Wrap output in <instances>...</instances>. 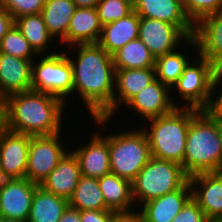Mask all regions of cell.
Instances as JSON below:
<instances>
[{
    "mask_svg": "<svg viewBox=\"0 0 222 222\" xmlns=\"http://www.w3.org/2000/svg\"><path fill=\"white\" fill-rule=\"evenodd\" d=\"M69 47L65 52L73 69L72 96H79L77 98L84 103L90 119L112 118L115 90L112 55L97 43L75 44ZM68 50L70 51L67 53Z\"/></svg>",
    "mask_w": 222,
    "mask_h": 222,
    "instance_id": "1",
    "label": "cell"
},
{
    "mask_svg": "<svg viewBox=\"0 0 222 222\" xmlns=\"http://www.w3.org/2000/svg\"><path fill=\"white\" fill-rule=\"evenodd\" d=\"M32 62L0 53V96L32 90Z\"/></svg>",
    "mask_w": 222,
    "mask_h": 222,
    "instance_id": "17",
    "label": "cell"
},
{
    "mask_svg": "<svg viewBox=\"0 0 222 222\" xmlns=\"http://www.w3.org/2000/svg\"><path fill=\"white\" fill-rule=\"evenodd\" d=\"M69 206L82 210H105V200L100 190L98 178L82 175L68 200Z\"/></svg>",
    "mask_w": 222,
    "mask_h": 222,
    "instance_id": "29",
    "label": "cell"
},
{
    "mask_svg": "<svg viewBox=\"0 0 222 222\" xmlns=\"http://www.w3.org/2000/svg\"><path fill=\"white\" fill-rule=\"evenodd\" d=\"M156 79L155 67L141 69H115L113 117L137 93ZM119 108V109H118Z\"/></svg>",
    "mask_w": 222,
    "mask_h": 222,
    "instance_id": "22",
    "label": "cell"
},
{
    "mask_svg": "<svg viewBox=\"0 0 222 222\" xmlns=\"http://www.w3.org/2000/svg\"><path fill=\"white\" fill-rule=\"evenodd\" d=\"M113 211L105 210H82L80 211L81 222H110Z\"/></svg>",
    "mask_w": 222,
    "mask_h": 222,
    "instance_id": "37",
    "label": "cell"
},
{
    "mask_svg": "<svg viewBox=\"0 0 222 222\" xmlns=\"http://www.w3.org/2000/svg\"><path fill=\"white\" fill-rule=\"evenodd\" d=\"M220 173H222V122H220Z\"/></svg>",
    "mask_w": 222,
    "mask_h": 222,
    "instance_id": "43",
    "label": "cell"
},
{
    "mask_svg": "<svg viewBox=\"0 0 222 222\" xmlns=\"http://www.w3.org/2000/svg\"><path fill=\"white\" fill-rule=\"evenodd\" d=\"M100 23L117 21L133 11V0H100L95 7Z\"/></svg>",
    "mask_w": 222,
    "mask_h": 222,
    "instance_id": "32",
    "label": "cell"
},
{
    "mask_svg": "<svg viewBox=\"0 0 222 222\" xmlns=\"http://www.w3.org/2000/svg\"><path fill=\"white\" fill-rule=\"evenodd\" d=\"M110 222H144V218L141 211L136 208L127 212H113Z\"/></svg>",
    "mask_w": 222,
    "mask_h": 222,
    "instance_id": "38",
    "label": "cell"
},
{
    "mask_svg": "<svg viewBox=\"0 0 222 222\" xmlns=\"http://www.w3.org/2000/svg\"><path fill=\"white\" fill-rule=\"evenodd\" d=\"M69 205L68 199L37 186L28 222H58Z\"/></svg>",
    "mask_w": 222,
    "mask_h": 222,
    "instance_id": "26",
    "label": "cell"
},
{
    "mask_svg": "<svg viewBox=\"0 0 222 222\" xmlns=\"http://www.w3.org/2000/svg\"><path fill=\"white\" fill-rule=\"evenodd\" d=\"M91 120L96 122L98 132L96 130L86 144L83 143L71 151L78 159L81 175L101 178L109 174L111 168L109 159V134L105 135L100 130L106 131L104 127L107 126L106 124L111 123L112 118L96 117ZM99 127H102V129Z\"/></svg>",
    "mask_w": 222,
    "mask_h": 222,
    "instance_id": "10",
    "label": "cell"
},
{
    "mask_svg": "<svg viewBox=\"0 0 222 222\" xmlns=\"http://www.w3.org/2000/svg\"><path fill=\"white\" fill-rule=\"evenodd\" d=\"M140 16L176 25L188 38L194 36V24L186 16L181 0H133Z\"/></svg>",
    "mask_w": 222,
    "mask_h": 222,
    "instance_id": "15",
    "label": "cell"
},
{
    "mask_svg": "<svg viewBox=\"0 0 222 222\" xmlns=\"http://www.w3.org/2000/svg\"><path fill=\"white\" fill-rule=\"evenodd\" d=\"M14 25L21 32V34L27 39L30 46L38 55L53 54L58 52L55 48H51L50 45L55 46L52 40L56 42L54 37L48 32L47 26L43 21L41 14L25 15L15 19ZM52 42V43H51ZM51 48V49H49ZM55 49V51L53 50ZM52 50V51H50Z\"/></svg>",
    "mask_w": 222,
    "mask_h": 222,
    "instance_id": "25",
    "label": "cell"
},
{
    "mask_svg": "<svg viewBox=\"0 0 222 222\" xmlns=\"http://www.w3.org/2000/svg\"><path fill=\"white\" fill-rule=\"evenodd\" d=\"M58 222H81L80 211L68 205Z\"/></svg>",
    "mask_w": 222,
    "mask_h": 222,
    "instance_id": "40",
    "label": "cell"
},
{
    "mask_svg": "<svg viewBox=\"0 0 222 222\" xmlns=\"http://www.w3.org/2000/svg\"><path fill=\"white\" fill-rule=\"evenodd\" d=\"M81 176L78 159L70 149L39 186L69 200Z\"/></svg>",
    "mask_w": 222,
    "mask_h": 222,
    "instance_id": "21",
    "label": "cell"
},
{
    "mask_svg": "<svg viewBox=\"0 0 222 222\" xmlns=\"http://www.w3.org/2000/svg\"><path fill=\"white\" fill-rule=\"evenodd\" d=\"M62 133L48 136H30L28 165L25 178L38 185L51 173L69 151ZM63 141V143H62ZM65 148H68L65 149Z\"/></svg>",
    "mask_w": 222,
    "mask_h": 222,
    "instance_id": "9",
    "label": "cell"
},
{
    "mask_svg": "<svg viewBox=\"0 0 222 222\" xmlns=\"http://www.w3.org/2000/svg\"><path fill=\"white\" fill-rule=\"evenodd\" d=\"M188 180L181 164L151 157L132 181L135 206L176 191Z\"/></svg>",
    "mask_w": 222,
    "mask_h": 222,
    "instance_id": "5",
    "label": "cell"
},
{
    "mask_svg": "<svg viewBox=\"0 0 222 222\" xmlns=\"http://www.w3.org/2000/svg\"><path fill=\"white\" fill-rule=\"evenodd\" d=\"M46 0H0V6L7 10L14 19L40 14Z\"/></svg>",
    "mask_w": 222,
    "mask_h": 222,
    "instance_id": "34",
    "label": "cell"
},
{
    "mask_svg": "<svg viewBox=\"0 0 222 222\" xmlns=\"http://www.w3.org/2000/svg\"><path fill=\"white\" fill-rule=\"evenodd\" d=\"M182 47L177 50L155 58V75L161 83L170 88L179 79L185 67L193 59L183 53ZM189 57V58H188ZM189 59V60H188Z\"/></svg>",
    "mask_w": 222,
    "mask_h": 222,
    "instance_id": "30",
    "label": "cell"
},
{
    "mask_svg": "<svg viewBox=\"0 0 222 222\" xmlns=\"http://www.w3.org/2000/svg\"><path fill=\"white\" fill-rule=\"evenodd\" d=\"M0 222H28V221H25V220H14V219L0 217Z\"/></svg>",
    "mask_w": 222,
    "mask_h": 222,
    "instance_id": "46",
    "label": "cell"
},
{
    "mask_svg": "<svg viewBox=\"0 0 222 222\" xmlns=\"http://www.w3.org/2000/svg\"><path fill=\"white\" fill-rule=\"evenodd\" d=\"M181 165L188 177L220 172V122L203 110L190 121Z\"/></svg>",
    "mask_w": 222,
    "mask_h": 222,
    "instance_id": "3",
    "label": "cell"
},
{
    "mask_svg": "<svg viewBox=\"0 0 222 222\" xmlns=\"http://www.w3.org/2000/svg\"><path fill=\"white\" fill-rule=\"evenodd\" d=\"M198 54L214 67L222 60V10L202 17L194 25Z\"/></svg>",
    "mask_w": 222,
    "mask_h": 222,
    "instance_id": "18",
    "label": "cell"
},
{
    "mask_svg": "<svg viewBox=\"0 0 222 222\" xmlns=\"http://www.w3.org/2000/svg\"><path fill=\"white\" fill-rule=\"evenodd\" d=\"M140 16L133 10L127 16L102 26L97 44L112 55L128 42L138 38Z\"/></svg>",
    "mask_w": 222,
    "mask_h": 222,
    "instance_id": "23",
    "label": "cell"
},
{
    "mask_svg": "<svg viewBox=\"0 0 222 222\" xmlns=\"http://www.w3.org/2000/svg\"><path fill=\"white\" fill-rule=\"evenodd\" d=\"M187 47L184 49L192 48L197 59L194 58L188 63L179 79L170 88L171 93H175L176 99L177 94L178 98L182 99L183 103L179 104V107L203 110L209 102L215 67L198 54L197 43L193 37L187 40Z\"/></svg>",
    "mask_w": 222,
    "mask_h": 222,
    "instance_id": "7",
    "label": "cell"
},
{
    "mask_svg": "<svg viewBox=\"0 0 222 222\" xmlns=\"http://www.w3.org/2000/svg\"><path fill=\"white\" fill-rule=\"evenodd\" d=\"M0 53L33 61L38 54L14 25L0 41Z\"/></svg>",
    "mask_w": 222,
    "mask_h": 222,
    "instance_id": "31",
    "label": "cell"
},
{
    "mask_svg": "<svg viewBox=\"0 0 222 222\" xmlns=\"http://www.w3.org/2000/svg\"><path fill=\"white\" fill-rule=\"evenodd\" d=\"M199 111L176 107L169 114L146 120L149 127L143 130L149 141L151 156L182 164L190 121Z\"/></svg>",
    "mask_w": 222,
    "mask_h": 222,
    "instance_id": "4",
    "label": "cell"
},
{
    "mask_svg": "<svg viewBox=\"0 0 222 222\" xmlns=\"http://www.w3.org/2000/svg\"><path fill=\"white\" fill-rule=\"evenodd\" d=\"M30 136L4 129L0 134V164L7 179L25 178Z\"/></svg>",
    "mask_w": 222,
    "mask_h": 222,
    "instance_id": "14",
    "label": "cell"
},
{
    "mask_svg": "<svg viewBox=\"0 0 222 222\" xmlns=\"http://www.w3.org/2000/svg\"><path fill=\"white\" fill-rule=\"evenodd\" d=\"M6 129L5 98L0 96V134Z\"/></svg>",
    "mask_w": 222,
    "mask_h": 222,
    "instance_id": "41",
    "label": "cell"
},
{
    "mask_svg": "<svg viewBox=\"0 0 222 222\" xmlns=\"http://www.w3.org/2000/svg\"><path fill=\"white\" fill-rule=\"evenodd\" d=\"M102 26L96 8L76 7L67 33L60 40V44L63 43L65 49L75 44L97 43Z\"/></svg>",
    "mask_w": 222,
    "mask_h": 222,
    "instance_id": "20",
    "label": "cell"
},
{
    "mask_svg": "<svg viewBox=\"0 0 222 222\" xmlns=\"http://www.w3.org/2000/svg\"><path fill=\"white\" fill-rule=\"evenodd\" d=\"M206 222H222V219H207Z\"/></svg>",
    "mask_w": 222,
    "mask_h": 222,
    "instance_id": "47",
    "label": "cell"
},
{
    "mask_svg": "<svg viewBox=\"0 0 222 222\" xmlns=\"http://www.w3.org/2000/svg\"><path fill=\"white\" fill-rule=\"evenodd\" d=\"M203 111L212 119L222 122V76H214L209 102Z\"/></svg>",
    "mask_w": 222,
    "mask_h": 222,
    "instance_id": "35",
    "label": "cell"
},
{
    "mask_svg": "<svg viewBox=\"0 0 222 222\" xmlns=\"http://www.w3.org/2000/svg\"><path fill=\"white\" fill-rule=\"evenodd\" d=\"M76 7L95 8L100 0H72Z\"/></svg>",
    "mask_w": 222,
    "mask_h": 222,
    "instance_id": "42",
    "label": "cell"
},
{
    "mask_svg": "<svg viewBox=\"0 0 222 222\" xmlns=\"http://www.w3.org/2000/svg\"><path fill=\"white\" fill-rule=\"evenodd\" d=\"M63 50L38 55V59L33 60L32 90L53 95L67 104L71 101L73 91V69L65 49Z\"/></svg>",
    "mask_w": 222,
    "mask_h": 222,
    "instance_id": "8",
    "label": "cell"
},
{
    "mask_svg": "<svg viewBox=\"0 0 222 222\" xmlns=\"http://www.w3.org/2000/svg\"><path fill=\"white\" fill-rule=\"evenodd\" d=\"M15 19L0 6V41L2 37L14 26Z\"/></svg>",
    "mask_w": 222,
    "mask_h": 222,
    "instance_id": "39",
    "label": "cell"
},
{
    "mask_svg": "<svg viewBox=\"0 0 222 222\" xmlns=\"http://www.w3.org/2000/svg\"><path fill=\"white\" fill-rule=\"evenodd\" d=\"M76 5L72 0H46L41 15L48 32L59 42L67 33Z\"/></svg>",
    "mask_w": 222,
    "mask_h": 222,
    "instance_id": "27",
    "label": "cell"
},
{
    "mask_svg": "<svg viewBox=\"0 0 222 222\" xmlns=\"http://www.w3.org/2000/svg\"><path fill=\"white\" fill-rule=\"evenodd\" d=\"M186 16L195 25L202 17L222 10V0H181Z\"/></svg>",
    "mask_w": 222,
    "mask_h": 222,
    "instance_id": "33",
    "label": "cell"
},
{
    "mask_svg": "<svg viewBox=\"0 0 222 222\" xmlns=\"http://www.w3.org/2000/svg\"><path fill=\"white\" fill-rule=\"evenodd\" d=\"M138 38L155 58L184 48L189 39L176 25L145 17H140Z\"/></svg>",
    "mask_w": 222,
    "mask_h": 222,
    "instance_id": "11",
    "label": "cell"
},
{
    "mask_svg": "<svg viewBox=\"0 0 222 222\" xmlns=\"http://www.w3.org/2000/svg\"><path fill=\"white\" fill-rule=\"evenodd\" d=\"M7 180L6 176L4 175L3 169L0 164V186Z\"/></svg>",
    "mask_w": 222,
    "mask_h": 222,
    "instance_id": "45",
    "label": "cell"
},
{
    "mask_svg": "<svg viewBox=\"0 0 222 222\" xmlns=\"http://www.w3.org/2000/svg\"><path fill=\"white\" fill-rule=\"evenodd\" d=\"M192 198L207 219H222V173H200L189 177Z\"/></svg>",
    "mask_w": 222,
    "mask_h": 222,
    "instance_id": "16",
    "label": "cell"
},
{
    "mask_svg": "<svg viewBox=\"0 0 222 222\" xmlns=\"http://www.w3.org/2000/svg\"><path fill=\"white\" fill-rule=\"evenodd\" d=\"M207 217L198 203L191 198L171 222H206Z\"/></svg>",
    "mask_w": 222,
    "mask_h": 222,
    "instance_id": "36",
    "label": "cell"
},
{
    "mask_svg": "<svg viewBox=\"0 0 222 222\" xmlns=\"http://www.w3.org/2000/svg\"><path fill=\"white\" fill-rule=\"evenodd\" d=\"M174 96H171V89L168 85L155 79L147 87L133 96L125 105L140 120H149L163 116L179 107Z\"/></svg>",
    "mask_w": 222,
    "mask_h": 222,
    "instance_id": "12",
    "label": "cell"
},
{
    "mask_svg": "<svg viewBox=\"0 0 222 222\" xmlns=\"http://www.w3.org/2000/svg\"><path fill=\"white\" fill-rule=\"evenodd\" d=\"M66 103L45 92L29 90L5 98L6 129L29 136L62 131Z\"/></svg>",
    "mask_w": 222,
    "mask_h": 222,
    "instance_id": "2",
    "label": "cell"
},
{
    "mask_svg": "<svg viewBox=\"0 0 222 222\" xmlns=\"http://www.w3.org/2000/svg\"><path fill=\"white\" fill-rule=\"evenodd\" d=\"M115 69H141L155 67V57L139 39L128 42L112 54Z\"/></svg>",
    "mask_w": 222,
    "mask_h": 222,
    "instance_id": "28",
    "label": "cell"
},
{
    "mask_svg": "<svg viewBox=\"0 0 222 222\" xmlns=\"http://www.w3.org/2000/svg\"><path fill=\"white\" fill-rule=\"evenodd\" d=\"M191 198L192 188L188 180L176 191L151 199L138 209L144 222H171Z\"/></svg>",
    "mask_w": 222,
    "mask_h": 222,
    "instance_id": "19",
    "label": "cell"
},
{
    "mask_svg": "<svg viewBox=\"0 0 222 222\" xmlns=\"http://www.w3.org/2000/svg\"><path fill=\"white\" fill-rule=\"evenodd\" d=\"M214 76H222V60L215 66Z\"/></svg>",
    "mask_w": 222,
    "mask_h": 222,
    "instance_id": "44",
    "label": "cell"
},
{
    "mask_svg": "<svg viewBox=\"0 0 222 222\" xmlns=\"http://www.w3.org/2000/svg\"><path fill=\"white\" fill-rule=\"evenodd\" d=\"M106 208L113 212H127L136 209L132 195V182L113 173L98 178Z\"/></svg>",
    "mask_w": 222,
    "mask_h": 222,
    "instance_id": "24",
    "label": "cell"
},
{
    "mask_svg": "<svg viewBox=\"0 0 222 222\" xmlns=\"http://www.w3.org/2000/svg\"><path fill=\"white\" fill-rule=\"evenodd\" d=\"M37 186L27 178L7 179L0 186V217L28 221Z\"/></svg>",
    "mask_w": 222,
    "mask_h": 222,
    "instance_id": "13",
    "label": "cell"
},
{
    "mask_svg": "<svg viewBox=\"0 0 222 222\" xmlns=\"http://www.w3.org/2000/svg\"><path fill=\"white\" fill-rule=\"evenodd\" d=\"M139 128L109 134L111 173L131 182L152 157L148 138L143 127Z\"/></svg>",
    "mask_w": 222,
    "mask_h": 222,
    "instance_id": "6",
    "label": "cell"
}]
</instances>
